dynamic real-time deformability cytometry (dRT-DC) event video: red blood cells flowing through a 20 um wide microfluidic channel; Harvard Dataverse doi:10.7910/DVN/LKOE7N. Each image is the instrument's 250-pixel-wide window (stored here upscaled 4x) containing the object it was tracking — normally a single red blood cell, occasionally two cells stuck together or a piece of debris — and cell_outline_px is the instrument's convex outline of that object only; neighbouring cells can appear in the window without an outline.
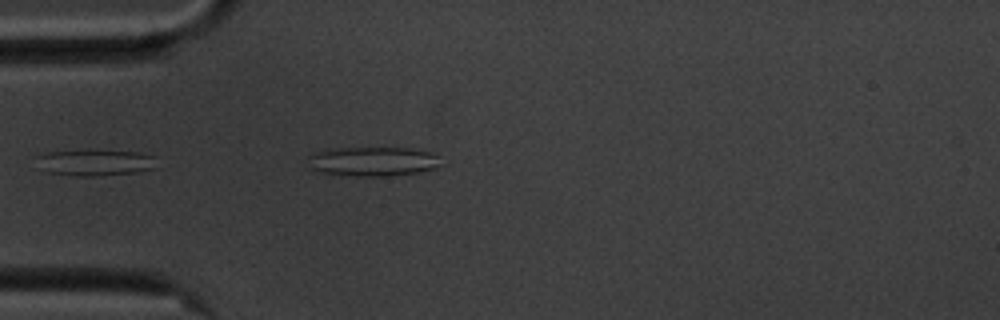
{"species": "common noctule bat (a hibernating species)", "species_latin": "Nyctalus noctula", "temperature_condition": "cold", "stored_images_in_passage": 5, "camera_frame_rate_fps": 3000, "um_per_image_px": 0.085, "animal": {"sex": "male", "body_mass_g": 20.1, "forearm_length_mm": 53.5}, "frame": {"image": 1, "passage_image": 1, "time_ms": 0.0, "image_size_px": [1000, 320], "cell_outline_px": [[156, 168], [136, 172], [100, 176], [76, 176], [48, 172], [36, 168], [36, 156], [48, 152], [136, 152], [156, 156]], "centroid_in_image_um": [8.06, 13.86], "position_along_channel_um": 76.9, "area_um2": 18.03}}